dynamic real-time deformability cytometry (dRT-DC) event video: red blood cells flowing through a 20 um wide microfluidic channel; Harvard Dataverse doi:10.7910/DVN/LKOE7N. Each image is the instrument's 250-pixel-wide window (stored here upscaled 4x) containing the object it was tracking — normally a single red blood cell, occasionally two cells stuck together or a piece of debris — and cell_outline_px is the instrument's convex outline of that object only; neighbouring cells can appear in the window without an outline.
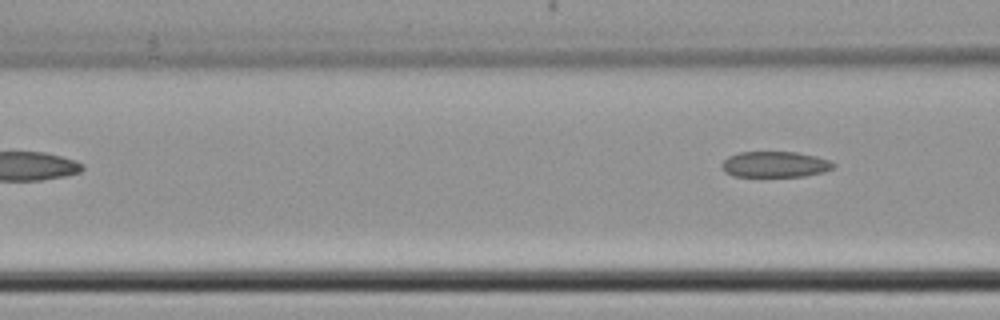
{"species": "common noctule bat (a hibernating species)", "species_latin": "Nyctalus noctula", "temperature_condition": "cold", "stored_images_in_passage": 6, "camera_frame_rate_fps": 3000, "um_per_image_px": 0.085, "animal": {"sex": "female", "body_mass_g": 22.7, "forearm_length_mm": 54.2}, "frame": {"image": 1, "passage_image": 6, "time_ms": 6.0, "image_size_px": [1000, 320], "cell_outline_px": [[836, 168], [824, 172], [804, 176], [732, 176], [724, 172], [720, 164], [728, 156], [740, 152], [796, 152], [816, 156], [828, 160], [836, 164]], "centroid_in_image_um": [65.88, 13.97], "position_along_channel_um": 100.7, "area_um2": 16.94}}